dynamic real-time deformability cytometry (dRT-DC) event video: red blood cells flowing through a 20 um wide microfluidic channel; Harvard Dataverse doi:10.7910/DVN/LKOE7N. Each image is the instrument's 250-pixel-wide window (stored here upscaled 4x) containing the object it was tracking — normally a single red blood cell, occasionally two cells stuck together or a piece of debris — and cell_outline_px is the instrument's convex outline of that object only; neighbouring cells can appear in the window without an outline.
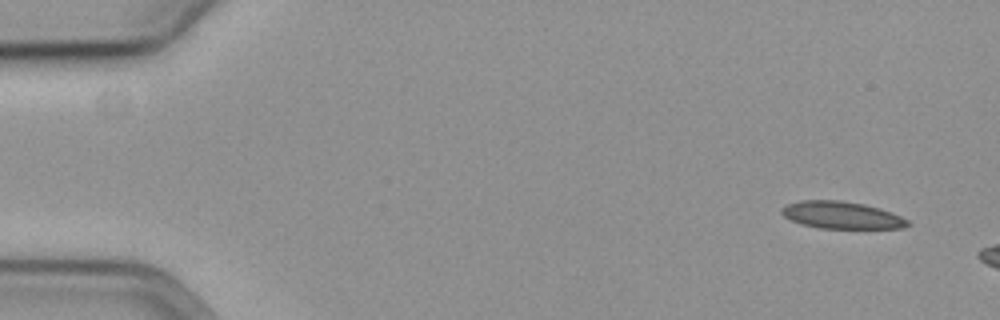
{"species": "common noctule bat (a hibernating species)", "species_latin": "Nyctalus noctula", "temperature_condition": "cold", "stored_images_in_passage": 8, "camera_frame_rate_fps": 3000, "um_per_image_px": 0.085, "animal": {"sex": "female", "body_mass_g": 19.3, "forearm_length_mm": 54.1}, "frame": {"image": 1, "passage_image": 1, "time_ms": 0.0, "image_size_px": [1000, 320], "cell_outline_px": [[912, 224], [904, 228], [820, 228], [800, 224], [784, 216], [780, 212], [780, 208], [788, 204], [800, 200], [840, 200], [864, 204], [880, 208], [892, 212], [908, 220]], "centroid_in_image_um": [71.54, 18.28], "position_along_channel_um": 13.5, "area_um2": 20.06}}